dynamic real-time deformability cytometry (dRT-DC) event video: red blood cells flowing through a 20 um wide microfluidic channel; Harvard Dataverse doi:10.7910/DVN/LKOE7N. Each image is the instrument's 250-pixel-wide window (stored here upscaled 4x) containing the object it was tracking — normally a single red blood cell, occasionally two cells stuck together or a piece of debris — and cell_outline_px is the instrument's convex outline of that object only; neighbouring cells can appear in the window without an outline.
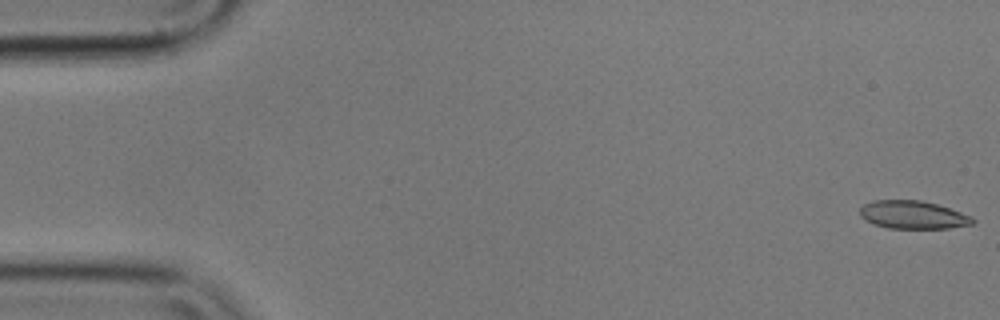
{"species": "common noctule bat (a hibernating species)", "species_latin": "Nyctalus noctula", "temperature_condition": "cold", "stored_images_in_passage": 9, "camera_frame_rate_fps": 3000, "um_per_image_px": 0.085, "animal": {"sex": "male", "body_mass_g": 17.9}, "frame": {"image": 1, "passage_image": 1, "time_ms": 0.0, "image_size_px": [1000, 320], "cell_outline_px": [[976, 220], [972, 224], [948, 228], [888, 228], [864, 220], [860, 216], [860, 208], [864, 204], [872, 200], [920, 200], [936, 204], [972, 216]], "centroid_in_image_um": [77.58, 18.25], "position_along_channel_um": 7.4, "area_um2": 18.32}}